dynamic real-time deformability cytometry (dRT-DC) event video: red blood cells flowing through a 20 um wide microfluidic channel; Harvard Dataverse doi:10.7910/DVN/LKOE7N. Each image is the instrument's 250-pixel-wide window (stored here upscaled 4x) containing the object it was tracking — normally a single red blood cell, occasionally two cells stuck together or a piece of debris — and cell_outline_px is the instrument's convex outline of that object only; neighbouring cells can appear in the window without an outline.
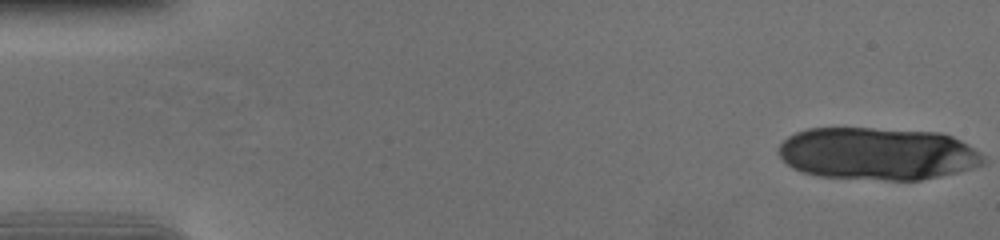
{"species": "human", "species_latin": "Homo sapiens", "temperature_condition": "cold", "stored_images_in_passage": 15, "segment_of_instrument_passage": [1, 2], "camera_frame_rate_fps": 3000, "um_per_image_px": 0.085, "donor": {"sex": "female"}, "frame": {"image": 1, "passage_image": 1, "time_ms": 0.0, "image_size_px": [1000, 240], "cell_outline_px": [[956, 144], [924, 176], [892, 176], [820, 172], [804, 168], [796, 164], [792, 160], [788, 144], [792, 140], [808, 132], [832, 128], [848, 128], [944, 136], [952, 140]], "centroid_in_image_um": [73.86, 12.91], "position_along_channel_um": 11.1, "area_um2": 45.72}}
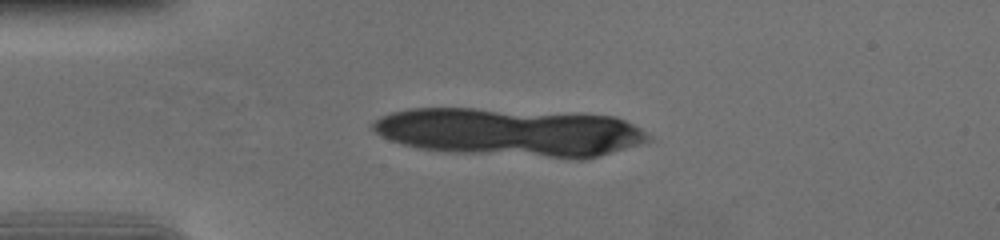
{"frame": {"image": 2, "passage_image": 13, "time_ms": 4.0, "image_size_px": [1000, 240], "cell_outline_px": [[628, 128], [600, 152], [556, 152], [432, 144], [412, 140], [388, 132], [380, 128], [380, 124], [384, 120], [396, 116], [412, 112], [472, 112], [584, 116], [616, 120], [624, 124]], "centroid_in_image_um": [43.14, 11.11], "position_along_channel_um": 41.9, "area_um2": 55.14}}